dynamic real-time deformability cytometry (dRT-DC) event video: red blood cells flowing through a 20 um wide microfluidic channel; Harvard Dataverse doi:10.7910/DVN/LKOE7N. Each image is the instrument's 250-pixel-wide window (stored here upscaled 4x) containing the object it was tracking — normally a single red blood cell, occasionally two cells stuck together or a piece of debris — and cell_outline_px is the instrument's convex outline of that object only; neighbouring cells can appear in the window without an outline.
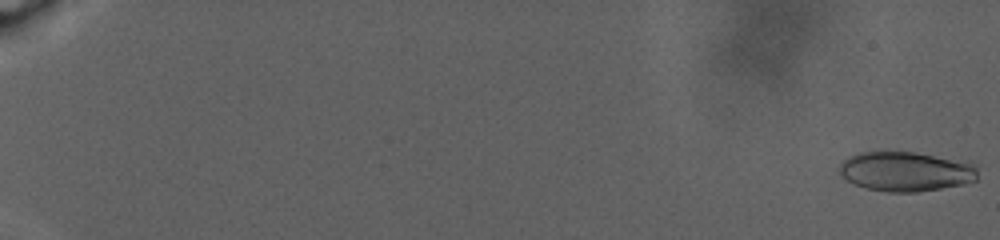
{"species": "human", "species_latin": "Homo sapiens", "temperature_condition": "warm", "stored_images_in_passage": 68, "camera_frame_rate_fps": 3000, "um_per_image_px": 0.085, "donor": {"sex": "male"}, "frame": {"image": 1, "passage_image": 1, "time_ms": 0.0, "image_size_px": [1000, 240], "cell_outline_px": [[976, 180], [964, 184], [916, 192], [888, 192], [864, 188], [840, 176], [840, 164], [848, 156], [860, 152], [912, 152], [968, 160], [976, 164]], "centroid_in_image_um": [77.02, 14.56], "position_along_channel_um": 8.0, "area_um2": 32.14}}
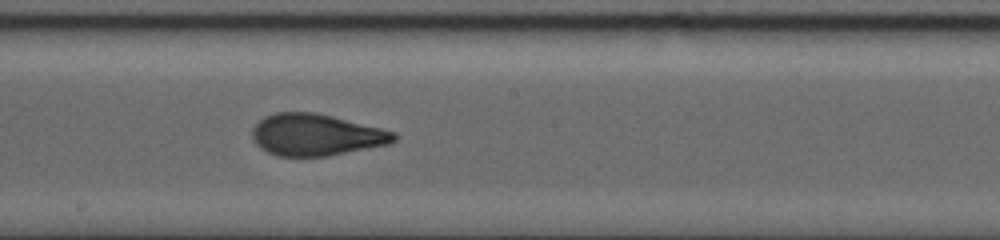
{"frame": {"image": 2, "passage_image": 41, "time_ms": 19.0, "image_size_px": [1000, 240], "cell_outline_px": [[396, 140], [388, 144], [328, 156], [276, 156], [260, 148], [252, 140], [252, 128], [264, 116], [276, 112], [316, 112], [396, 132]], "centroid_in_image_um": [26.83, 11.46], "position_along_channel_um": 221.4, "area_um2": 34.39}}
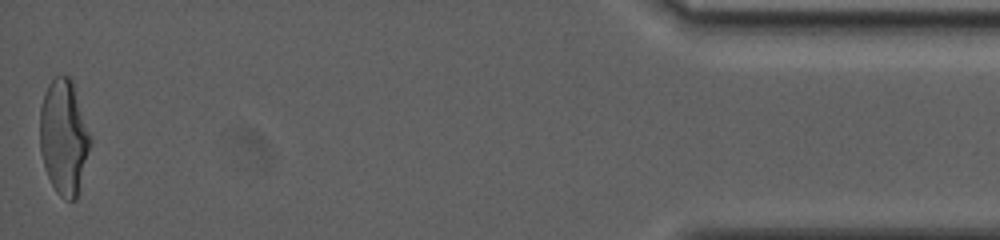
{"frame": {"image": 3, "passage_image": 68, "time_ms": 30.667, "image_size_px": [1000, 240], "cell_outline_px": [[92, 140], [76, 200], [64, 200], [56, 192], [48, 176], [40, 152], [40, 108], [44, 92], [48, 84], [56, 76], [68, 76], [72, 80]], "centroid_in_image_um": [5.42, 11.66], "position_along_channel_um": 429.8, "area_um2": 33.64}, "authors_computed_cell_mechanics": {"area_um2": 33.4662, "velocity_mm_per_s": 2.4006, "shape_relaxation_time_tau1_ms": null, "shape_relaxation_time_tau2_ms": 1.6394, "deformation_change_tau1": null, "deformation_change_tau2": 0.0857}}